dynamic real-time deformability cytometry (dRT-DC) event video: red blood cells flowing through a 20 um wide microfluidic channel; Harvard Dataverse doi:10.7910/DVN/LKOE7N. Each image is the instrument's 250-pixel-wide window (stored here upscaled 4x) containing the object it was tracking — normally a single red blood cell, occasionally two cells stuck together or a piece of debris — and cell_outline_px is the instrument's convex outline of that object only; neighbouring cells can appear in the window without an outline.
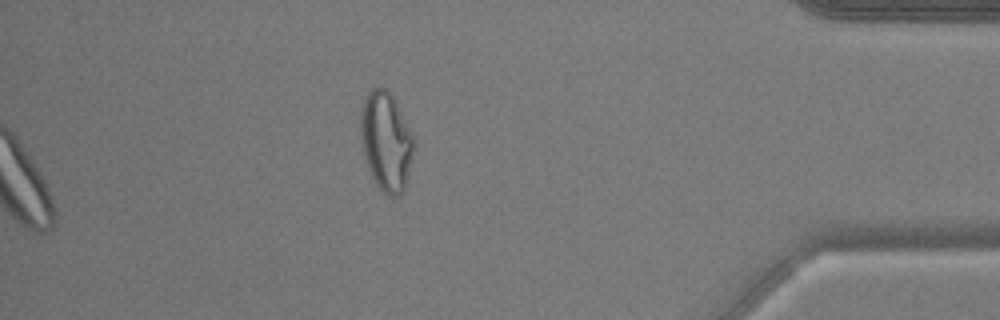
{"species": "common noctule bat (a hibernating species)", "species_latin": "Nyctalus noctula", "temperature_condition": "warm", "stored_images_in_passage": 55, "camera_frame_rate_fps": 3000, "um_per_image_px": 0.085, "animal": {"sex": "male", "body_mass_g": 17.9, "forearm_length_mm": 54.2}, "frame": {"image": 1, "passage_image": 55, "time_ms": 18.0, "image_size_px": [1000, 320], "cell_outline_px": [[412, 152], [408, 176], [404, 192], [400, 196], [388, 196], [376, 184], [368, 168], [364, 152], [360, 132], [360, 112], [364, 100], [368, 92], [372, 88], [380, 84], [396, 100], [412, 132]], "centroid_in_image_um": [32.81, 11.99], "position_along_channel_um": 402.4, "area_um2": 30.58}, "authors_computed_cell_mechanics": {"area_um2": 29.7092, "velocity_mm_per_s": 3.714, "shape_relaxation_time_tau1_ms": null, "shape_relaxation_time_tau2_ms": 0.7371, "deformation_change_tau1": null, "deformation_change_tau2": 0.0695}}